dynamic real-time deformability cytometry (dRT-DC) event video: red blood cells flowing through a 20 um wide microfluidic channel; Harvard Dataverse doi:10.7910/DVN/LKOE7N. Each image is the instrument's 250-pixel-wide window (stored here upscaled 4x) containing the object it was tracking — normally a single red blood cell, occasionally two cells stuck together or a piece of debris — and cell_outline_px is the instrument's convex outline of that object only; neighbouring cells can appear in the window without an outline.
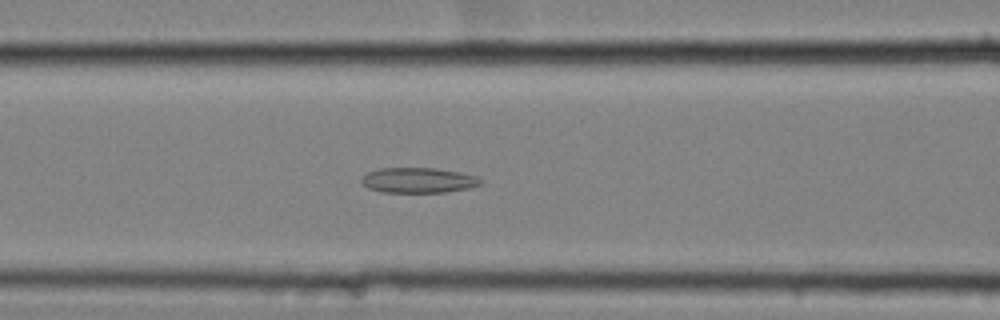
{"species": "common noctule bat (a hibernating species)", "species_latin": "Nyctalus noctula", "temperature_condition": "cold", "stored_images_in_passage": 49, "camera_frame_rate_fps": 3000, "um_per_image_px": 0.085, "animal": {"sex": "female", "body_mass_g": 25.1}, "frame": {"image": 1, "passage_image": 15, "time_ms": 4.667, "image_size_px": [1000, 320], "cell_outline_px": [[484, 184], [468, 188], [448, 192], [384, 192], [368, 188], [360, 180], [368, 172], [380, 168], [436, 168], [460, 172], [476, 176], [484, 180]], "centroid_in_image_um": [35.62, 15.32], "position_along_channel_um": 131.0, "area_um2": 17.57}}
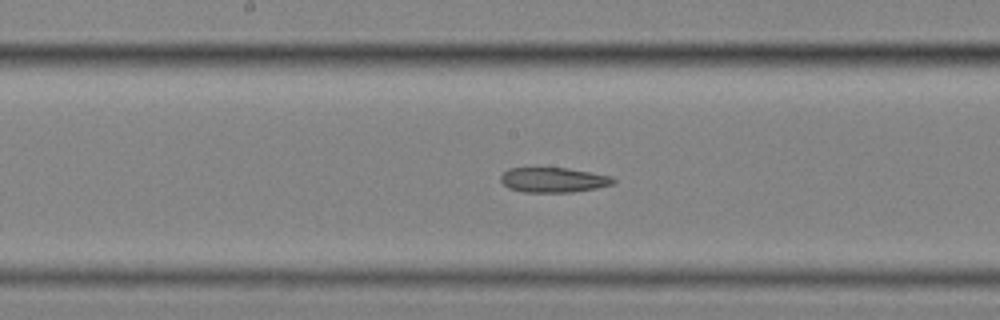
{"frame": {"image": 2, "passage_image": 21, "time_ms": 6.667, "image_size_px": [1000, 320], "cell_outline_px": [[616, 184], [596, 188], [572, 192], [524, 192], [508, 188], [500, 180], [500, 176], [508, 168], [568, 168], [612, 176], [616, 180]], "centroid_in_image_um": [47.06, 15.29], "position_along_channel_um": 201.1, "area_um2": 16.42}}
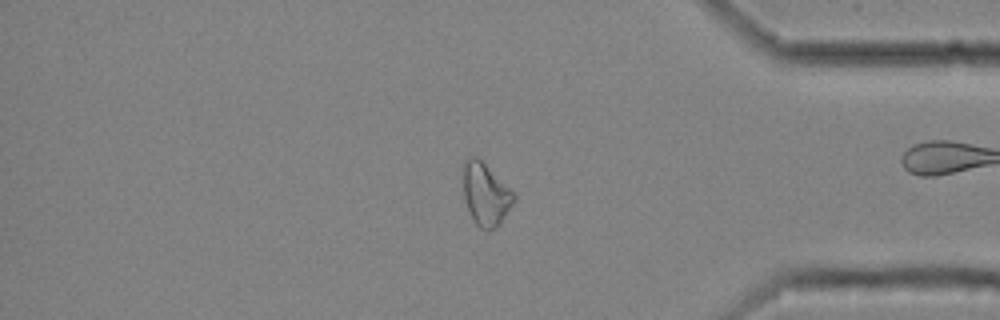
{"frame": {"image": 3, "passage_image": 39, "time_ms": 12.667, "image_size_px": [1000, 320], "cell_outline_px": [[516, 200], [496, 228], [488, 232], [480, 228], [476, 224], [468, 208], [464, 196], [464, 160], [468, 156], [476, 156], [516, 192]], "centroid_in_image_um": [41.32, 16.51], "position_along_channel_um": 393.9, "area_um2": 18.5}, "authors_computed_cell_mechanics": {"area_um2": 17.9758, "velocity_mm_per_s": 3.5147, "shape_relaxation_time_tau1_ms": null, "shape_relaxation_time_tau2_ms": 6.8021, "deformation_change_tau1": null, "deformation_change_tau2": 0.1736}}